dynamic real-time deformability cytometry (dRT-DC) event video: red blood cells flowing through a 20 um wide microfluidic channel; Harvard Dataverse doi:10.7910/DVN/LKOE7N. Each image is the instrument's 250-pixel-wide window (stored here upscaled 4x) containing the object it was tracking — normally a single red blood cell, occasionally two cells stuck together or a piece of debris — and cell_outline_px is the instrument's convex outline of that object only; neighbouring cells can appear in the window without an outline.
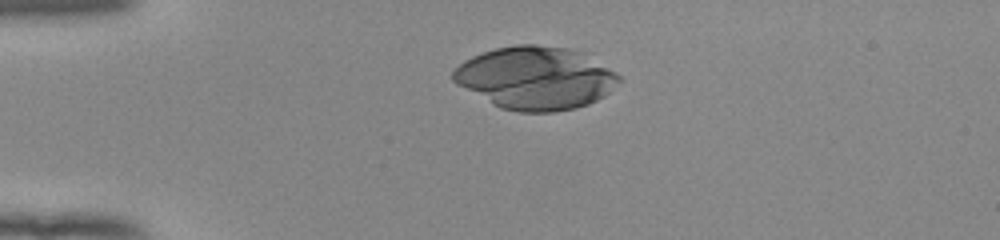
{"species": "human", "species_latin": "Homo sapiens", "temperature_condition": "room temperature", "stored_images_in_passage": 48, "camera_frame_rate_fps": 3000, "um_per_image_px": 0.085, "donor": {"sex": "female"}, "frame": {"image": 1, "passage_image": 9, "time_ms": 2.667, "image_size_px": [1000, 240], "cell_outline_px": [[620, 80], [604, 96], [588, 104], [576, 108], [552, 112], [520, 112], [500, 108], [456, 84], [452, 80], [452, 72], [464, 60], [472, 56], [496, 48], [516, 44], [536, 44], [568, 48], [580, 52], [616, 72], [620, 76]], "centroid_in_image_um": [45.49, 6.63], "position_along_channel_um": 39.5, "area_um2": 60.34}}